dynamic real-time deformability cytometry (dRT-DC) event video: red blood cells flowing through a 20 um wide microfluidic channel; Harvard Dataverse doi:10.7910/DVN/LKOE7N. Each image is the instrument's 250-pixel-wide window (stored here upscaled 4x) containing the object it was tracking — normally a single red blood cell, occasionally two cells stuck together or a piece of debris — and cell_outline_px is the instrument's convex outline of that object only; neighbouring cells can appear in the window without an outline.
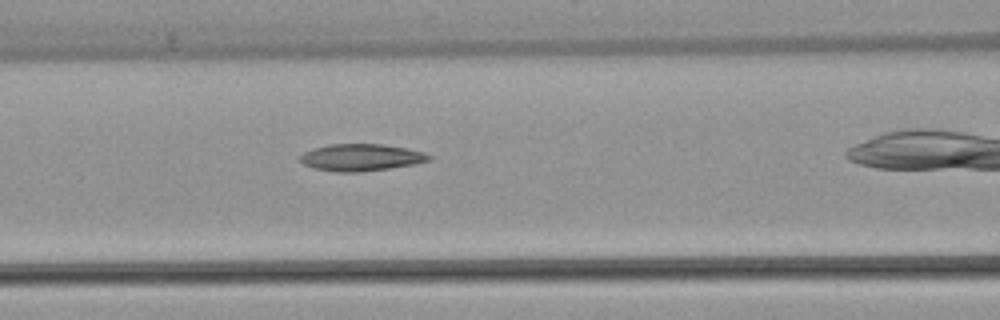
{"species": "common noctule bat (a hibernating species)", "species_latin": "Nyctalus noctula", "temperature_condition": "warm", "stored_images_in_passage": 28, "camera_frame_rate_fps": 3000, "um_per_image_px": 0.085, "animal": {"sex": "female", "body_mass_g": 22.7, "forearm_length_mm": 54.2}, "frame": {"image": 1, "passage_image": 9, "time_ms": 2.667, "image_size_px": [1000, 320], "cell_outline_px": [[432, 160], [412, 164], [388, 168], [360, 172], [336, 172], [312, 168], [304, 164], [300, 160], [300, 156], [304, 152], [312, 148], [332, 144], [380, 144], [408, 148], [424, 152], [432, 156]], "centroid_in_image_um": [30.69, 13.38], "position_along_channel_um": 135.9, "area_um2": 20.23}}
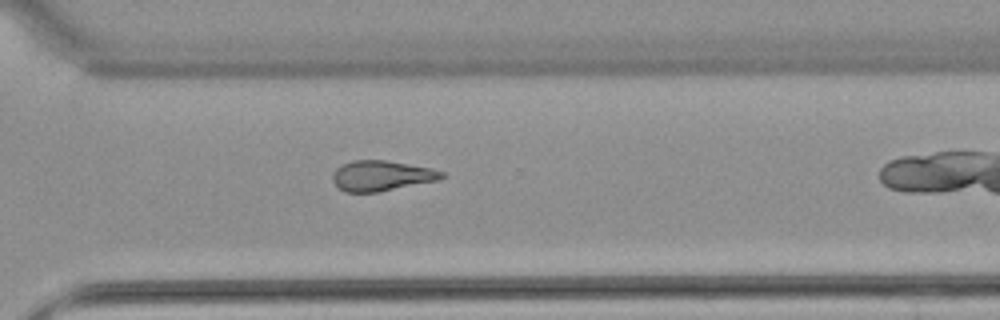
{"frame": {"image": 2, "passage_image": 24, "time_ms": 7.667, "image_size_px": [1000, 320], "cell_outline_px": [[444, 176], [440, 180], [380, 192], [344, 192], [336, 188], [332, 180], [332, 176], [336, 168], [352, 160], [384, 160], [432, 168], [444, 172]], "centroid_in_image_um": [32.42, 14.95], "position_along_channel_um": 338.2, "area_um2": 19.48}}